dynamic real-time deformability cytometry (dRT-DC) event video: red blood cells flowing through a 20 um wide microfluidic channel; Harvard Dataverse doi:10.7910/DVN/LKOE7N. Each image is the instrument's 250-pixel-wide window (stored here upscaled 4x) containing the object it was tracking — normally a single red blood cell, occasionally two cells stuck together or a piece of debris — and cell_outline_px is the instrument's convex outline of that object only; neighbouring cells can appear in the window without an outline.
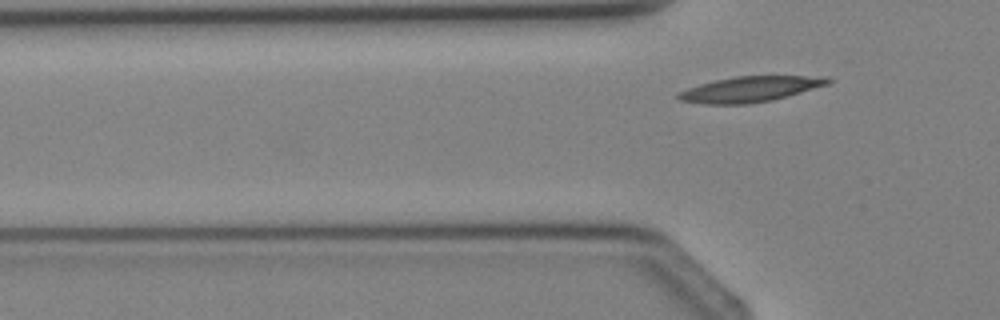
{"species": "Egyptian fruit bat (a non-hibernating species)", "species_latin": "Rousettus aegyptiacus", "temperature_condition": "cold", "stored_images_in_passage": 4, "camera_frame_rate_fps": 3000, "um_per_image_px": 0.085, "animal": {"sex": "female"}, "frame": {"image": 1, "passage_image": 4, "time_ms": 3.667, "image_size_px": [1000, 320], "cell_outline_px": [[832, 80], [828, 84], [788, 96], [772, 100], [744, 104], [704, 104], [680, 100], [676, 96], [680, 92], [688, 88], [700, 84], [716, 80], [736, 76], [828, 76]], "centroid_in_image_um": [63.79, 7.57], "position_along_channel_um": 62.0, "area_um2": 22.02}}